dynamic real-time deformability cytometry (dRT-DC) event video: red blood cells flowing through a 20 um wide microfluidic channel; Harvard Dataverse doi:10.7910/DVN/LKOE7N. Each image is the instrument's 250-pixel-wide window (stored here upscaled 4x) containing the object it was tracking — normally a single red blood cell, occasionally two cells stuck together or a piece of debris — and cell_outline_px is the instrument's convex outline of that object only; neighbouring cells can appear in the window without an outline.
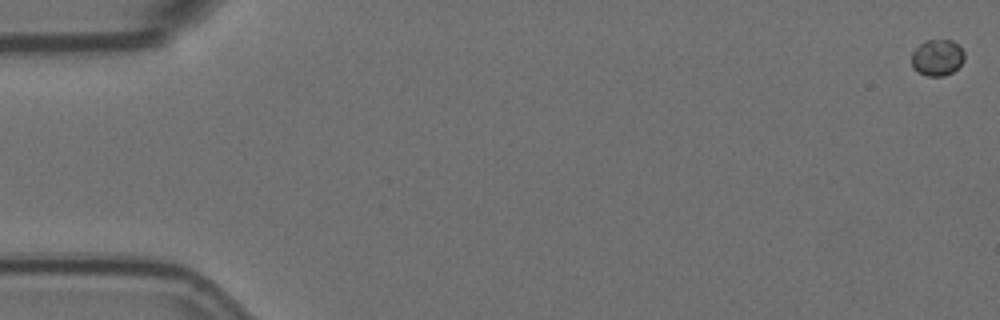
{"species": "Egyptian fruit bat (a non-hibernating species)", "species_latin": "Rousettus aegyptiacus", "temperature_condition": "room temperature", "stored_images_in_passage": 6, "camera_frame_rate_fps": 3000, "um_per_image_px": 0.085, "animal": {"sex": "female"}, "frame": {"image": 1, "passage_image": 1, "time_ms": 0.0, "image_size_px": [1000, 320], "cell_outline_px": [[964, 60], [952, 72], [944, 76], [928, 76], [912, 68], [912, 52], [924, 40], [952, 40], [960, 44], [964, 52]], "centroid_in_image_um": [79.68, 4.87], "position_along_channel_um": 5.3, "area_um2": 11.21}}
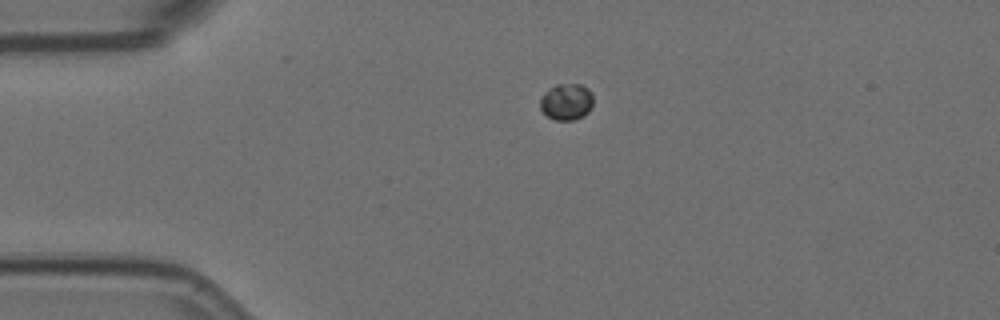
{"frame": {"image": 2, "passage_image": 5, "time_ms": 1.333, "image_size_px": [1000, 320], "cell_outline_px": [[592, 108], [584, 116], [572, 120], [556, 120], [548, 116], [540, 108], [540, 100], [544, 92], [556, 84], [580, 84], [588, 88], [592, 92]], "centroid_in_image_um": [48.17, 8.64], "position_along_channel_um": 36.8, "area_um2": 11.33}}